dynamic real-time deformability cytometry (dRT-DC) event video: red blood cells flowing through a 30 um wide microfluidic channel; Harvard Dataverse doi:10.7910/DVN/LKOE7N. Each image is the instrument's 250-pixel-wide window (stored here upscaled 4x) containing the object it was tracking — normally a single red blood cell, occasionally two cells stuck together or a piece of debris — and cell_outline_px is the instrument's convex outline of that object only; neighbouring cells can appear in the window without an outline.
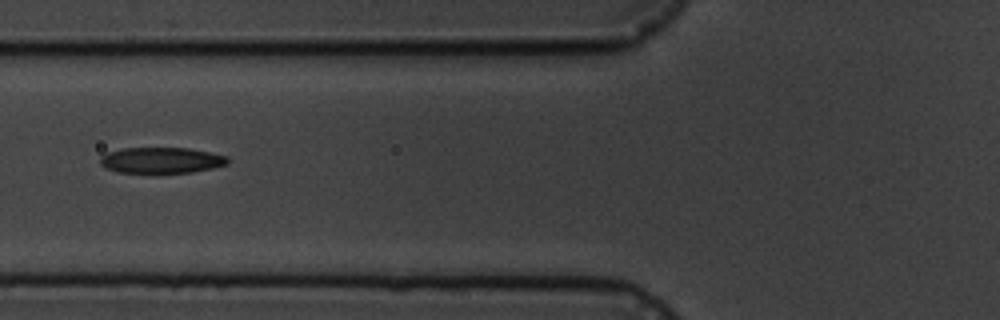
{"species": "common noctule bat (a hibernating species)", "species_latin": "Nyctalus noctula", "temperature_condition": "cold", "stored_images_in_passage": 13, "camera_frame_rate_fps": 3000, "um_per_image_px": 0.085, "animal": {"sex": "male", "body_mass_g": 19.5, "forearm_length_mm": 54.6}, "frame": {"image": 1, "passage_image": 6, "time_ms": 6.667, "image_size_px": [1000, 320], "cell_outline_px": [[228, 164], [212, 168], [192, 172], [116, 172], [100, 164], [100, 156], [104, 152], [124, 148], [188, 148], [228, 156]], "centroid_in_image_um": [13.69, 13.61], "position_along_channel_um": 112.1, "area_um2": 19.13}}
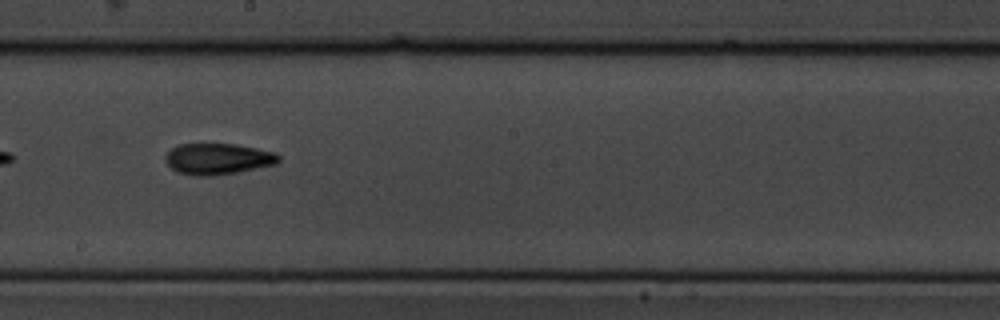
{"frame": {"image": 2, "passage_image": 9, "time_ms": 10.0, "image_size_px": [1000, 320], "cell_outline_px": [[280, 160], [276, 164], [236, 172], [208, 176], [196, 176], [176, 172], [164, 160], [164, 156], [176, 144], [236, 144], [276, 152], [280, 156]], "centroid_in_image_um": [18.5, 13.5], "position_along_channel_um": 229.7, "area_um2": 20.58}}
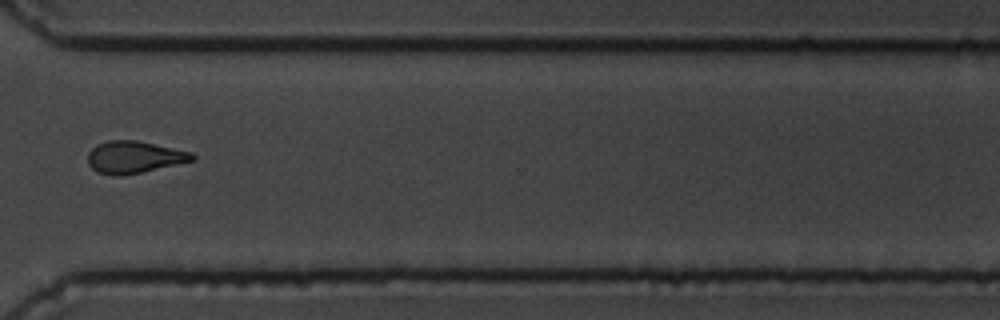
{"frame": {"image": 3, "passage_image": 12, "time_ms": 13.667, "image_size_px": [1000, 320], "cell_outline_px": [[196, 156], [192, 160], [140, 172], [120, 176], [116, 176], [96, 172], [88, 164], [88, 152], [96, 144], [108, 140], [136, 140], [192, 152]], "centroid_in_image_um": [11.34, 13.34], "position_along_channel_um": 359.3, "area_um2": 19.31}, "authors_computed_cell_mechanics": {"area_um2": 19.7676, "velocity_mm_per_s": 3.5358, "shape_relaxation_time_tau1_ms": 4.1531, "shape_relaxation_time_tau2_ms": 3.8498, "deformation_change_tau1": 0.1433, "deformation_change_tau2": 0.1153}}